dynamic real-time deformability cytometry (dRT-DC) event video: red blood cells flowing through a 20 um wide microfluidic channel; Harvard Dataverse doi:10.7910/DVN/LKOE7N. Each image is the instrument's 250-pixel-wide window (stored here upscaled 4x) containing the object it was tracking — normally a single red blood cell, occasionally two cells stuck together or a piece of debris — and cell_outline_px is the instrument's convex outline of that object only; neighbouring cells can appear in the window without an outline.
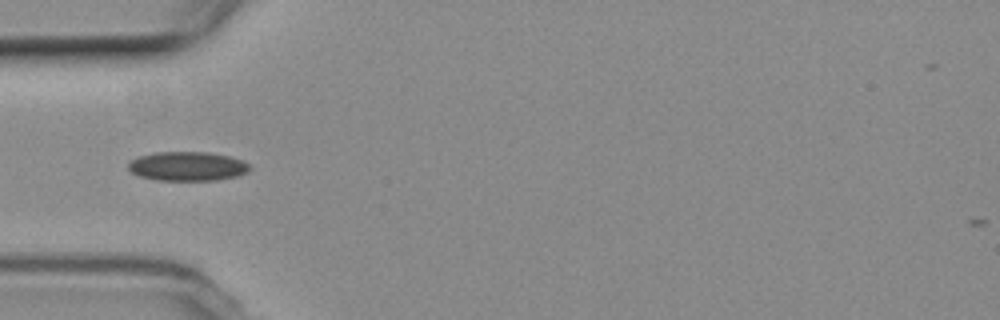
{"species": "common noctule bat (a hibernating species)", "species_latin": "Nyctalus noctula", "temperature_condition": "room temperature", "stored_images_in_passage": 8, "camera_frame_rate_fps": 3000, "um_per_image_px": 0.085, "animal": {"sex": "female", "body_mass_g": 19.3, "forearm_length_mm": 54.1}, "frame": {"image": 1, "passage_image": 2, "time_ms": 0.333, "image_size_px": [1000, 320], "cell_outline_px": [[252, 168], [248, 172], [240, 176], [216, 180], [156, 180], [140, 176], [132, 172], [128, 168], [128, 164], [132, 160], [140, 156], [156, 152], [208, 152], [228, 156], [244, 160]], "centroid_in_image_um": [15.99, 14.13], "position_along_channel_um": 69.0, "area_um2": 20.69}}
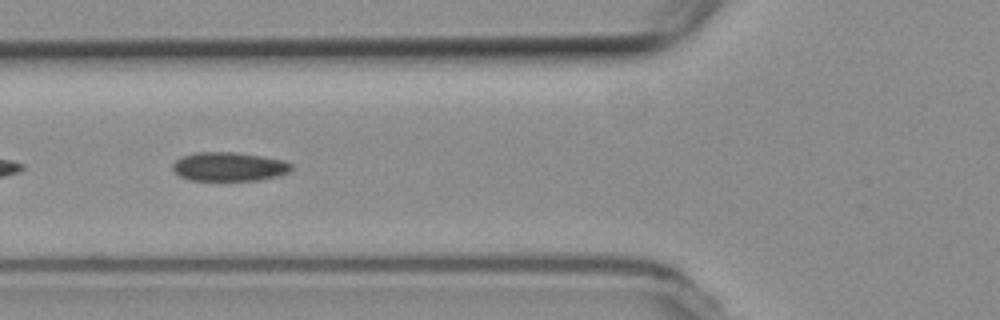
{"frame": {"image": 2, "passage_image": 5, "time_ms": 1.333, "image_size_px": [1000, 320], "cell_outline_px": [[292, 168], [288, 172], [280, 176], [260, 180], [192, 180], [180, 176], [172, 168], [172, 164], [180, 156], [196, 152], [232, 152], [260, 156], [284, 160], [292, 164]], "centroid_in_image_um": [19.47, 14.16], "position_along_channel_um": 106.3, "area_um2": 20.0}}